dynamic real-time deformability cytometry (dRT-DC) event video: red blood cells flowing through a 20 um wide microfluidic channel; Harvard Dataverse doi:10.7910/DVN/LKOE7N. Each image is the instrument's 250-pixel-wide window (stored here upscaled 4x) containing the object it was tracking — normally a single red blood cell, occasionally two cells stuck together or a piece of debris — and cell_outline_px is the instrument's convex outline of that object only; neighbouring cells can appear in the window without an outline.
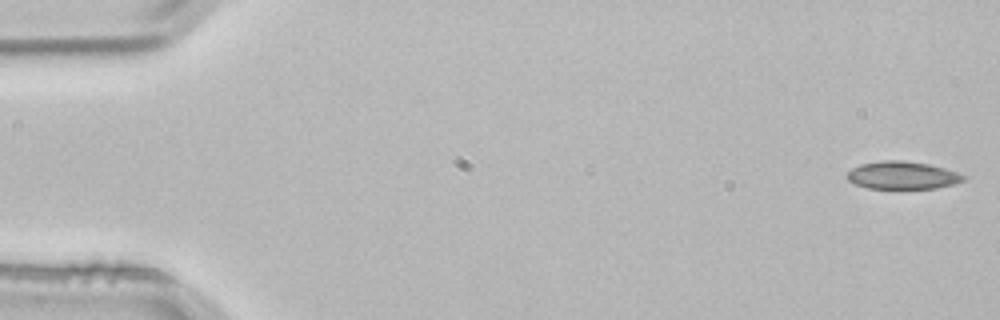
{"species": "common noctule bat (a hibernating species)", "species_latin": "Nyctalus noctula", "temperature_condition": "room temperature", "stored_images_in_passage": 5, "camera_frame_rate_fps": 3000, "um_per_image_px": 0.085, "animal": {"sex": "male", "body_mass_g": 21.5, "forearm_length_mm": 52.0}, "frame": {"image": 1, "passage_image": 1, "time_ms": 0.0, "image_size_px": [1000, 320], "cell_outline_px": [[968, 176], [964, 180], [956, 184], [936, 188], [868, 188], [856, 184], [848, 180], [844, 176], [852, 168], [860, 164], [880, 160], [904, 160], [928, 164], [944, 168]], "centroid_in_image_um": [76.7, 14.89], "position_along_channel_um": 8.3, "area_um2": 18.9}}
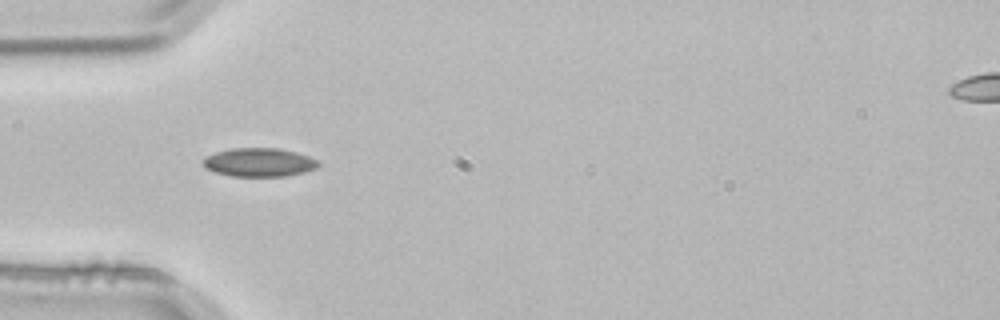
{"frame": {"image": 2, "passage_image": 4, "time_ms": 1.0, "image_size_px": [1000, 320], "cell_outline_px": [[320, 164], [316, 168], [304, 172], [284, 176], [232, 176], [216, 172], [208, 168], [204, 164], [204, 156], [216, 152], [232, 148], [276, 148], [296, 152], [320, 160]], "centroid_in_image_um": [22.06, 13.79], "position_along_channel_um": 62.9, "area_um2": 19.07}}